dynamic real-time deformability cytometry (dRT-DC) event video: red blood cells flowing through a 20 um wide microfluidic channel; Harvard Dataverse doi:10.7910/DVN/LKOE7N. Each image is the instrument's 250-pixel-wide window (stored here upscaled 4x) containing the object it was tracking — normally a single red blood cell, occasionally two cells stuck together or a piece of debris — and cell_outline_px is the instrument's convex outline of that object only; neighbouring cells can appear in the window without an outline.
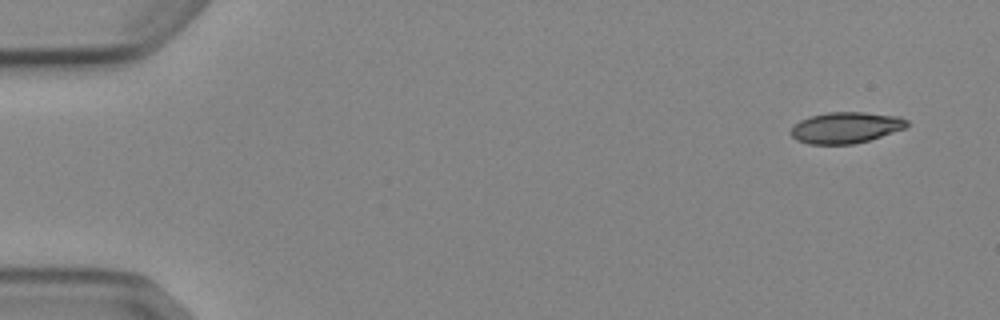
{"species": "Egyptian fruit bat (a non-hibernating species)", "species_latin": "Rousettus aegyptiacus", "temperature_condition": "cold", "stored_images_in_passage": 5, "segment_of_instrument_passage": [1, 2], "camera_frame_rate_fps": 3000, "um_per_image_px": 0.085, "animal": {"sex": "female"}, "frame": {"image": 1, "passage_image": 1, "time_ms": 0.0, "image_size_px": [1000, 320], "cell_outline_px": [[908, 124], [904, 128], [868, 140], [852, 144], [808, 144], [796, 140], [788, 132], [800, 120], [812, 116], [828, 112], [864, 112], [900, 116], [908, 120]], "centroid_in_image_um": [71.87, 10.84], "position_along_channel_um": 13.1, "area_um2": 20.92}}